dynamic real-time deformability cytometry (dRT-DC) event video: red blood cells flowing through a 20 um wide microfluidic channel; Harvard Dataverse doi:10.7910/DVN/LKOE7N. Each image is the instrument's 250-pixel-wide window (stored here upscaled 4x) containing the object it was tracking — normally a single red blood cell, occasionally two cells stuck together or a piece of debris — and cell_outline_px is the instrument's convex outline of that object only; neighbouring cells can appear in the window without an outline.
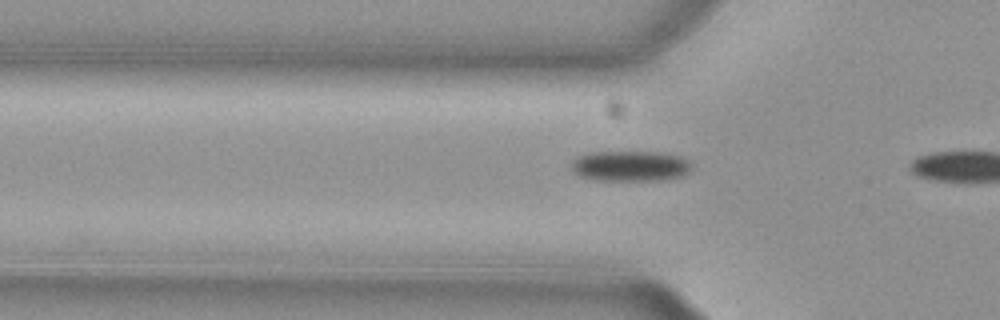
{"species": "common noctule bat (a hibernating species)", "species_latin": "Nyctalus noctula", "temperature_condition": "cold", "stored_images_in_passage": 8, "camera_frame_rate_fps": 3000, "um_per_image_px": 0.085, "animal": {"sex": "female", "body_mass_g": 29.2, "forearm_length_mm": 56.3}, "frame": {"image": 1, "passage_image": 5, "time_ms": 1.333, "image_size_px": [1000, 320], "cell_outline_px": [[692, 168], [688, 172], [680, 176], [656, 180], [588, 180], [572, 172], [572, 160], [588, 152], [664, 152], [680, 156], [688, 160]], "centroid_in_image_um": [53.54, 14.1], "position_along_channel_um": 72.3, "area_um2": 21.44}}